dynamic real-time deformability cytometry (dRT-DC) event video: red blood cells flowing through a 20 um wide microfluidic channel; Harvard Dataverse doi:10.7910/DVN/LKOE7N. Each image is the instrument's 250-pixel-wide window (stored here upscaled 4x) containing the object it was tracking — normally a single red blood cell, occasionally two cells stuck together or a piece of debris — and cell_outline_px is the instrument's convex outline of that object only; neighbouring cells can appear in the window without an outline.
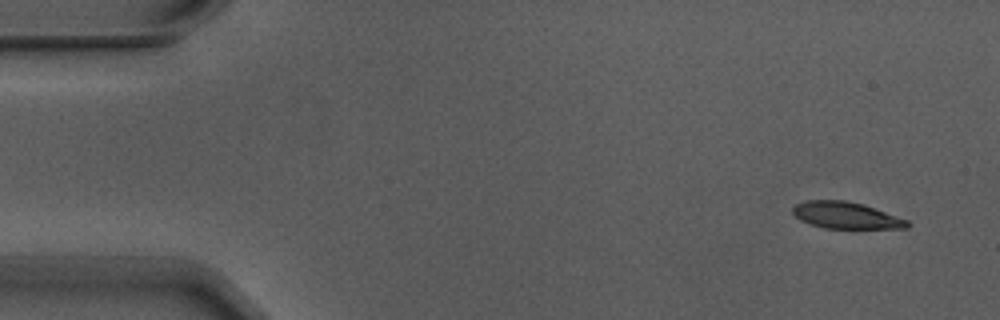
{"species": "Egyptian fruit bat (a non-hibernating species)", "species_latin": "Rousettus aegyptiacus", "temperature_condition": "warm", "stored_images_in_passage": 5, "camera_frame_rate_fps": 3000, "um_per_image_px": 0.085, "animal": {"sex": "male"}, "frame": {"image": 1, "passage_image": 1, "time_ms": 0.0, "image_size_px": [1000, 320], "cell_outline_px": [[912, 224], [908, 228], [824, 228], [808, 224], [800, 220], [792, 212], [792, 208], [796, 204], [808, 200], [844, 200], [864, 204], [908, 220]], "centroid_in_image_um": [71.91, 18.3], "position_along_channel_um": 13.1, "area_um2": 17.86}}